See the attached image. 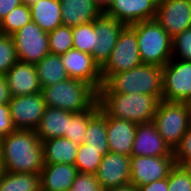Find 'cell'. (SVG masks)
<instances>
[{"mask_svg":"<svg viewBox=\"0 0 191 191\" xmlns=\"http://www.w3.org/2000/svg\"><path fill=\"white\" fill-rule=\"evenodd\" d=\"M11 97L41 92L36 65L17 61L4 75Z\"/></svg>","mask_w":191,"mask_h":191,"instance_id":"18","label":"cell"},{"mask_svg":"<svg viewBox=\"0 0 191 191\" xmlns=\"http://www.w3.org/2000/svg\"><path fill=\"white\" fill-rule=\"evenodd\" d=\"M136 189L137 191H168V178L139 186Z\"/></svg>","mask_w":191,"mask_h":191,"instance_id":"39","label":"cell"},{"mask_svg":"<svg viewBox=\"0 0 191 191\" xmlns=\"http://www.w3.org/2000/svg\"><path fill=\"white\" fill-rule=\"evenodd\" d=\"M85 144L94 149H109L107 141L106 113L100 108L89 120L85 132Z\"/></svg>","mask_w":191,"mask_h":191,"instance_id":"28","label":"cell"},{"mask_svg":"<svg viewBox=\"0 0 191 191\" xmlns=\"http://www.w3.org/2000/svg\"><path fill=\"white\" fill-rule=\"evenodd\" d=\"M175 165L174 156H131L130 184L137 188L168 178Z\"/></svg>","mask_w":191,"mask_h":191,"instance_id":"10","label":"cell"},{"mask_svg":"<svg viewBox=\"0 0 191 191\" xmlns=\"http://www.w3.org/2000/svg\"><path fill=\"white\" fill-rule=\"evenodd\" d=\"M17 61L12 36L0 33V76H4Z\"/></svg>","mask_w":191,"mask_h":191,"instance_id":"33","label":"cell"},{"mask_svg":"<svg viewBox=\"0 0 191 191\" xmlns=\"http://www.w3.org/2000/svg\"><path fill=\"white\" fill-rule=\"evenodd\" d=\"M125 23L106 16L104 13L95 20L96 46L92 52L95 62L102 67L109 59Z\"/></svg>","mask_w":191,"mask_h":191,"instance_id":"15","label":"cell"},{"mask_svg":"<svg viewBox=\"0 0 191 191\" xmlns=\"http://www.w3.org/2000/svg\"><path fill=\"white\" fill-rule=\"evenodd\" d=\"M3 173H4V167H3V162L0 157V177L3 175Z\"/></svg>","mask_w":191,"mask_h":191,"instance_id":"45","label":"cell"},{"mask_svg":"<svg viewBox=\"0 0 191 191\" xmlns=\"http://www.w3.org/2000/svg\"><path fill=\"white\" fill-rule=\"evenodd\" d=\"M185 168L189 171V173L191 174V162H189Z\"/></svg>","mask_w":191,"mask_h":191,"instance_id":"46","label":"cell"},{"mask_svg":"<svg viewBox=\"0 0 191 191\" xmlns=\"http://www.w3.org/2000/svg\"><path fill=\"white\" fill-rule=\"evenodd\" d=\"M157 4H159V3H161V2H163V1H165V0H154Z\"/></svg>","mask_w":191,"mask_h":191,"instance_id":"47","label":"cell"},{"mask_svg":"<svg viewBox=\"0 0 191 191\" xmlns=\"http://www.w3.org/2000/svg\"><path fill=\"white\" fill-rule=\"evenodd\" d=\"M4 171L40 174L44 166L42 141L35 130L15 129L0 141Z\"/></svg>","mask_w":191,"mask_h":191,"instance_id":"1","label":"cell"},{"mask_svg":"<svg viewBox=\"0 0 191 191\" xmlns=\"http://www.w3.org/2000/svg\"><path fill=\"white\" fill-rule=\"evenodd\" d=\"M72 164H44L40 172V191H68L78 174Z\"/></svg>","mask_w":191,"mask_h":191,"instance_id":"21","label":"cell"},{"mask_svg":"<svg viewBox=\"0 0 191 191\" xmlns=\"http://www.w3.org/2000/svg\"><path fill=\"white\" fill-rule=\"evenodd\" d=\"M69 122V111L46 106L35 129L41 141L64 137Z\"/></svg>","mask_w":191,"mask_h":191,"instance_id":"22","label":"cell"},{"mask_svg":"<svg viewBox=\"0 0 191 191\" xmlns=\"http://www.w3.org/2000/svg\"><path fill=\"white\" fill-rule=\"evenodd\" d=\"M22 4V0H0V21L15 7Z\"/></svg>","mask_w":191,"mask_h":191,"instance_id":"40","label":"cell"},{"mask_svg":"<svg viewBox=\"0 0 191 191\" xmlns=\"http://www.w3.org/2000/svg\"><path fill=\"white\" fill-rule=\"evenodd\" d=\"M136 33L142 64L165 66L172 59V38L156 19L130 25Z\"/></svg>","mask_w":191,"mask_h":191,"instance_id":"5","label":"cell"},{"mask_svg":"<svg viewBox=\"0 0 191 191\" xmlns=\"http://www.w3.org/2000/svg\"><path fill=\"white\" fill-rule=\"evenodd\" d=\"M176 165L186 166L191 162V126L186 131L179 146L174 150Z\"/></svg>","mask_w":191,"mask_h":191,"instance_id":"36","label":"cell"},{"mask_svg":"<svg viewBox=\"0 0 191 191\" xmlns=\"http://www.w3.org/2000/svg\"><path fill=\"white\" fill-rule=\"evenodd\" d=\"M104 191H137L135 186H132L131 184L123 187H116V188H110L106 189Z\"/></svg>","mask_w":191,"mask_h":191,"instance_id":"43","label":"cell"},{"mask_svg":"<svg viewBox=\"0 0 191 191\" xmlns=\"http://www.w3.org/2000/svg\"><path fill=\"white\" fill-rule=\"evenodd\" d=\"M46 106L79 113L98 101V92L88 83L68 78L41 89Z\"/></svg>","mask_w":191,"mask_h":191,"instance_id":"4","label":"cell"},{"mask_svg":"<svg viewBox=\"0 0 191 191\" xmlns=\"http://www.w3.org/2000/svg\"><path fill=\"white\" fill-rule=\"evenodd\" d=\"M31 21L30 7L22 3L11 10L8 15L0 21V33L13 35Z\"/></svg>","mask_w":191,"mask_h":191,"instance_id":"30","label":"cell"},{"mask_svg":"<svg viewBox=\"0 0 191 191\" xmlns=\"http://www.w3.org/2000/svg\"><path fill=\"white\" fill-rule=\"evenodd\" d=\"M11 98L7 80L5 76H0V105L9 104Z\"/></svg>","mask_w":191,"mask_h":191,"instance_id":"41","label":"cell"},{"mask_svg":"<svg viewBox=\"0 0 191 191\" xmlns=\"http://www.w3.org/2000/svg\"><path fill=\"white\" fill-rule=\"evenodd\" d=\"M107 141L112 153L131 156L137 124L106 114Z\"/></svg>","mask_w":191,"mask_h":191,"instance_id":"19","label":"cell"},{"mask_svg":"<svg viewBox=\"0 0 191 191\" xmlns=\"http://www.w3.org/2000/svg\"><path fill=\"white\" fill-rule=\"evenodd\" d=\"M130 162L131 156L112 152L104 155L95 174L100 186L106 190L129 185Z\"/></svg>","mask_w":191,"mask_h":191,"instance_id":"14","label":"cell"},{"mask_svg":"<svg viewBox=\"0 0 191 191\" xmlns=\"http://www.w3.org/2000/svg\"><path fill=\"white\" fill-rule=\"evenodd\" d=\"M0 191H40V174L4 171L0 177Z\"/></svg>","mask_w":191,"mask_h":191,"instance_id":"26","label":"cell"},{"mask_svg":"<svg viewBox=\"0 0 191 191\" xmlns=\"http://www.w3.org/2000/svg\"><path fill=\"white\" fill-rule=\"evenodd\" d=\"M41 88L54 85L69 78L60 55L48 53L36 64Z\"/></svg>","mask_w":191,"mask_h":191,"instance_id":"25","label":"cell"},{"mask_svg":"<svg viewBox=\"0 0 191 191\" xmlns=\"http://www.w3.org/2000/svg\"><path fill=\"white\" fill-rule=\"evenodd\" d=\"M162 67L141 64L127 71L110 75L98 93L147 94L162 97Z\"/></svg>","mask_w":191,"mask_h":191,"instance_id":"2","label":"cell"},{"mask_svg":"<svg viewBox=\"0 0 191 191\" xmlns=\"http://www.w3.org/2000/svg\"><path fill=\"white\" fill-rule=\"evenodd\" d=\"M99 6V8L105 12L110 5L113 3V0H95Z\"/></svg>","mask_w":191,"mask_h":191,"instance_id":"42","label":"cell"},{"mask_svg":"<svg viewBox=\"0 0 191 191\" xmlns=\"http://www.w3.org/2000/svg\"><path fill=\"white\" fill-rule=\"evenodd\" d=\"M98 101L88 110L79 113L69 112L67 132L64 137L74 143L82 144L85 140V132L89 120L99 111Z\"/></svg>","mask_w":191,"mask_h":191,"instance_id":"27","label":"cell"},{"mask_svg":"<svg viewBox=\"0 0 191 191\" xmlns=\"http://www.w3.org/2000/svg\"><path fill=\"white\" fill-rule=\"evenodd\" d=\"M131 156H174L153 121L137 124Z\"/></svg>","mask_w":191,"mask_h":191,"instance_id":"17","label":"cell"},{"mask_svg":"<svg viewBox=\"0 0 191 191\" xmlns=\"http://www.w3.org/2000/svg\"><path fill=\"white\" fill-rule=\"evenodd\" d=\"M95 21L72 27L73 49L92 55L96 46Z\"/></svg>","mask_w":191,"mask_h":191,"instance_id":"31","label":"cell"},{"mask_svg":"<svg viewBox=\"0 0 191 191\" xmlns=\"http://www.w3.org/2000/svg\"><path fill=\"white\" fill-rule=\"evenodd\" d=\"M142 64L135 30L126 25L106 63L101 67L103 82L118 72L127 71Z\"/></svg>","mask_w":191,"mask_h":191,"instance_id":"7","label":"cell"},{"mask_svg":"<svg viewBox=\"0 0 191 191\" xmlns=\"http://www.w3.org/2000/svg\"><path fill=\"white\" fill-rule=\"evenodd\" d=\"M109 149H94L90 145L79 144L74 166L79 173L96 174L104 155Z\"/></svg>","mask_w":191,"mask_h":191,"instance_id":"29","label":"cell"},{"mask_svg":"<svg viewBox=\"0 0 191 191\" xmlns=\"http://www.w3.org/2000/svg\"><path fill=\"white\" fill-rule=\"evenodd\" d=\"M153 122L159 134L174 152L191 126L190 103L160 100Z\"/></svg>","mask_w":191,"mask_h":191,"instance_id":"6","label":"cell"},{"mask_svg":"<svg viewBox=\"0 0 191 191\" xmlns=\"http://www.w3.org/2000/svg\"><path fill=\"white\" fill-rule=\"evenodd\" d=\"M160 100L162 97L142 93H98L100 108L109 117L129 120L135 124L153 121Z\"/></svg>","mask_w":191,"mask_h":191,"instance_id":"3","label":"cell"},{"mask_svg":"<svg viewBox=\"0 0 191 191\" xmlns=\"http://www.w3.org/2000/svg\"><path fill=\"white\" fill-rule=\"evenodd\" d=\"M172 58L191 61V27L172 38Z\"/></svg>","mask_w":191,"mask_h":191,"instance_id":"34","label":"cell"},{"mask_svg":"<svg viewBox=\"0 0 191 191\" xmlns=\"http://www.w3.org/2000/svg\"><path fill=\"white\" fill-rule=\"evenodd\" d=\"M168 191H191V174L180 165H175L168 176Z\"/></svg>","mask_w":191,"mask_h":191,"instance_id":"35","label":"cell"},{"mask_svg":"<svg viewBox=\"0 0 191 191\" xmlns=\"http://www.w3.org/2000/svg\"><path fill=\"white\" fill-rule=\"evenodd\" d=\"M156 21L171 38L191 27V0H165L158 4Z\"/></svg>","mask_w":191,"mask_h":191,"instance_id":"13","label":"cell"},{"mask_svg":"<svg viewBox=\"0 0 191 191\" xmlns=\"http://www.w3.org/2000/svg\"><path fill=\"white\" fill-rule=\"evenodd\" d=\"M157 6L154 0H113L104 14L126 25H131L155 19Z\"/></svg>","mask_w":191,"mask_h":191,"instance_id":"16","label":"cell"},{"mask_svg":"<svg viewBox=\"0 0 191 191\" xmlns=\"http://www.w3.org/2000/svg\"><path fill=\"white\" fill-rule=\"evenodd\" d=\"M64 26L75 27L95 21L104 12L95 0H59Z\"/></svg>","mask_w":191,"mask_h":191,"instance_id":"20","label":"cell"},{"mask_svg":"<svg viewBox=\"0 0 191 191\" xmlns=\"http://www.w3.org/2000/svg\"><path fill=\"white\" fill-rule=\"evenodd\" d=\"M68 191H104L95 174L78 173L71 190Z\"/></svg>","mask_w":191,"mask_h":191,"instance_id":"37","label":"cell"},{"mask_svg":"<svg viewBox=\"0 0 191 191\" xmlns=\"http://www.w3.org/2000/svg\"><path fill=\"white\" fill-rule=\"evenodd\" d=\"M60 58L69 78L82 80L90 84L97 92L99 91L103 85L101 67L91 54L70 49L60 55Z\"/></svg>","mask_w":191,"mask_h":191,"instance_id":"12","label":"cell"},{"mask_svg":"<svg viewBox=\"0 0 191 191\" xmlns=\"http://www.w3.org/2000/svg\"><path fill=\"white\" fill-rule=\"evenodd\" d=\"M15 130L10 114L8 104L0 105V139Z\"/></svg>","mask_w":191,"mask_h":191,"instance_id":"38","label":"cell"},{"mask_svg":"<svg viewBox=\"0 0 191 191\" xmlns=\"http://www.w3.org/2000/svg\"><path fill=\"white\" fill-rule=\"evenodd\" d=\"M38 0H22V3L25 4L26 6H31L35 4Z\"/></svg>","mask_w":191,"mask_h":191,"instance_id":"44","label":"cell"},{"mask_svg":"<svg viewBox=\"0 0 191 191\" xmlns=\"http://www.w3.org/2000/svg\"><path fill=\"white\" fill-rule=\"evenodd\" d=\"M9 114L15 129L35 130L44 113L46 104L42 93L12 97Z\"/></svg>","mask_w":191,"mask_h":191,"instance_id":"11","label":"cell"},{"mask_svg":"<svg viewBox=\"0 0 191 191\" xmlns=\"http://www.w3.org/2000/svg\"><path fill=\"white\" fill-rule=\"evenodd\" d=\"M32 22L44 32H51L63 25L59 0H38L30 6Z\"/></svg>","mask_w":191,"mask_h":191,"instance_id":"23","label":"cell"},{"mask_svg":"<svg viewBox=\"0 0 191 191\" xmlns=\"http://www.w3.org/2000/svg\"><path fill=\"white\" fill-rule=\"evenodd\" d=\"M44 164L74 165L79 145L71 140L60 137L42 141Z\"/></svg>","mask_w":191,"mask_h":191,"instance_id":"24","label":"cell"},{"mask_svg":"<svg viewBox=\"0 0 191 191\" xmlns=\"http://www.w3.org/2000/svg\"><path fill=\"white\" fill-rule=\"evenodd\" d=\"M49 52L62 55L73 49L72 27L60 26L48 33Z\"/></svg>","mask_w":191,"mask_h":191,"instance_id":"32","label":"cell"},{"mask_svg":"<svg viewBox=\"0 0 191 191\" xmlns=\"http://www.w3.org/2000/svg\"><path fill=\"white\" fill-rule=\"evenodd\" d=\"M162 100L191 102V61L172 58L162 67Z\"/></svg>","mask_w":191,"mask_h":191,"instance_id":"8","label":"cell"},{"mask_svg":"<svg viewBox=\"0 0 191 191\" xmlns=\"http://www.w3.org/2000/svg\"><path fill=\"white\" fill-rule=\"evenodd\" d=\"M11 36L14 40L18 61L36 65L50 53L48 33L32 21Z\"/></svg>","mask_w":191,"mask_h":191,"instance_id":"9","label":"cell"}]
</instances>
